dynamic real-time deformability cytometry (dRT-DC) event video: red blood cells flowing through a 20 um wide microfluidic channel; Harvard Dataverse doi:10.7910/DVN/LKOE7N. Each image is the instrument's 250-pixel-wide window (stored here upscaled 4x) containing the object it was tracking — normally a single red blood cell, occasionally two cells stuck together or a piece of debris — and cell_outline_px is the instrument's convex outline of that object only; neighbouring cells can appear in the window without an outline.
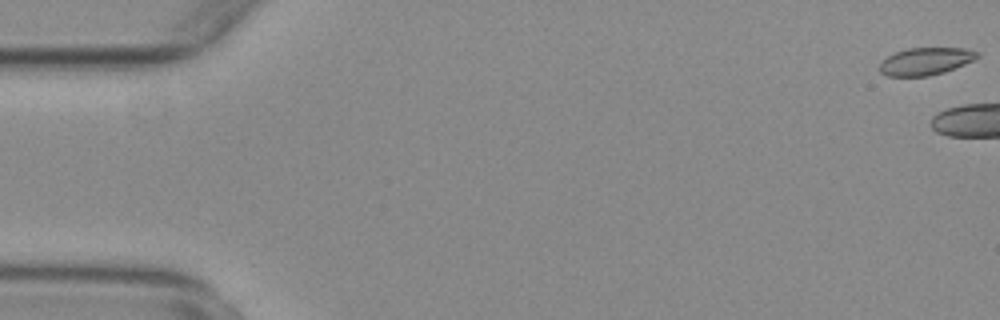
{"species": "common noctule bat (a hibernating species)", "species_latin": "Nyctalus noctula", "temperature_condition": "warm", "stored_images_in_passage": 7, "camera_frame_rate_fps": 3000, "um_per_image_px": 0.085, "animal": {"sex": "female", "body_mass_g": 29.2, "forearm_length_mm": 56.3}, "frame": {"image": 1, "passage_image": 1, "time_ms": 0.0, "image_size_px": [1000, 320], "cell_outline_px": [[980, 56], [964, 64], [944, 72], [928, 76], [888, 76], [880, 72], [880, 60], [896, 52], [908, 48], [964, 48], [980, 52]], "centroid_in_image_um": [78.67, 5.2], "position_along_channel_um": 6.3, "area_um2": 15.55}}